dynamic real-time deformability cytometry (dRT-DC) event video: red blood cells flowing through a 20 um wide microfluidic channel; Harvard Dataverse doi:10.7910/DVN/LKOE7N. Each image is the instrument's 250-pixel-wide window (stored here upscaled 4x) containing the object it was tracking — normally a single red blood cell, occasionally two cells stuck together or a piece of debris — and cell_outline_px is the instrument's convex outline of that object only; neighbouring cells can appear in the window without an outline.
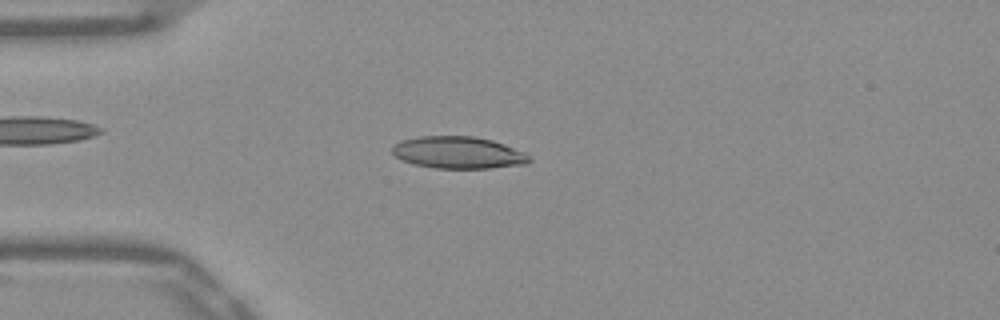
{"species": "Egyptian fruit bat (a non-hibernating species)", "species_latin": "Rousettus aegyptiacus", "temperature_condition": "warm", "stored_images_in_passage": 51, "camera_frame_rate_fps": 3000, "um_per_image_px": 0.085, "frame": {"image": 1, "passage_image": 13, "time_ms": 4.0, "image_size_px": [1000, 320], "cell_outline_px": [[532, 160], [524, 164], [488, 168], [436, 168], [412, 164], [400, 160], [392, 152], [392, 144], [400, 140], [420, 136], [472, 136], [492, 140], [504, 144], [524, 152]], "centroid_in_image_um": [38.89, 12.96], "position_along_channel_um": 46.1, "area_um2": 25.61}}
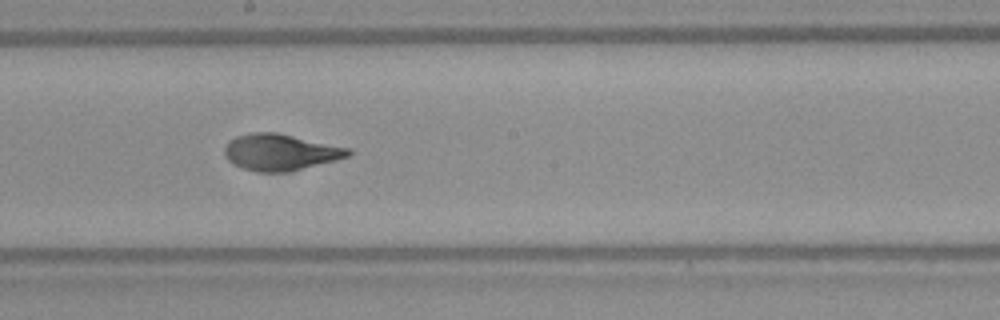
{"frame": {"image": 2, "passage_image": 28, "time_ms": 9.0, "image_size_px": [1000, 320], "cell_outline_px": [[352, 152], [348, 156], [336, 160], [288, 172], [256, 172], [232, 164], [228, 160], [224, 152], [224, 148], [228, 140], [236, 136], [248, 132], [276, 132], [352, 148]], "centroid_in_image_um": [23.82, 12.93], "position_along_channel_um": 224.4, "area_um2": 26.47}}
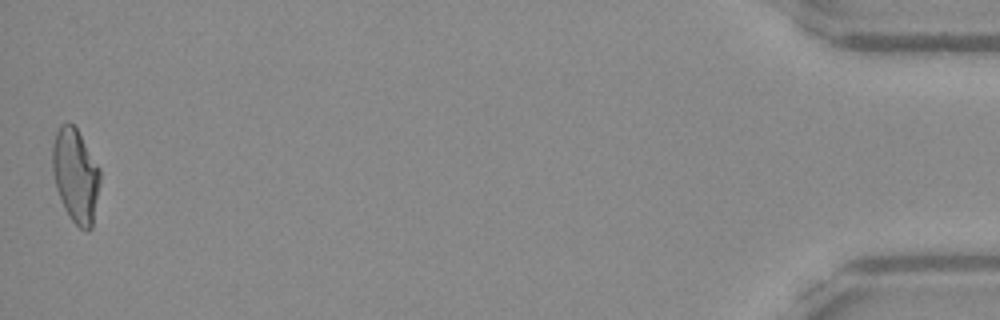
{"frame": {"image": 3, "passage_image": 51, "time_ms": 16.667, "image_size_px": [1000, 320], "cell_outline_px": [[100, 184], [92, 228], [88, 232], [80, 228], [72, 220], [64, 208], [56, 188], [52, 172], [52, 144], [56, 132], [60, 124], [72, 124], [76, 128], [100, 168]], "centroid_in_image_um": [6.42, 14.94], "position_along_channel_um": 428.8, "area_um2": 26.07}, "authors_computed_cell_mechanics": {"area_um2": 25.2586, "velocity_mm_per_s": 3.8872, "shape_relaxation_time_tau1_ms": 4.9268, "shape_relaxation_time_tau2_ms": 0.845, "deformation_change_tau1": 0.2082, "deformation_change_tau2": 0.0845}}